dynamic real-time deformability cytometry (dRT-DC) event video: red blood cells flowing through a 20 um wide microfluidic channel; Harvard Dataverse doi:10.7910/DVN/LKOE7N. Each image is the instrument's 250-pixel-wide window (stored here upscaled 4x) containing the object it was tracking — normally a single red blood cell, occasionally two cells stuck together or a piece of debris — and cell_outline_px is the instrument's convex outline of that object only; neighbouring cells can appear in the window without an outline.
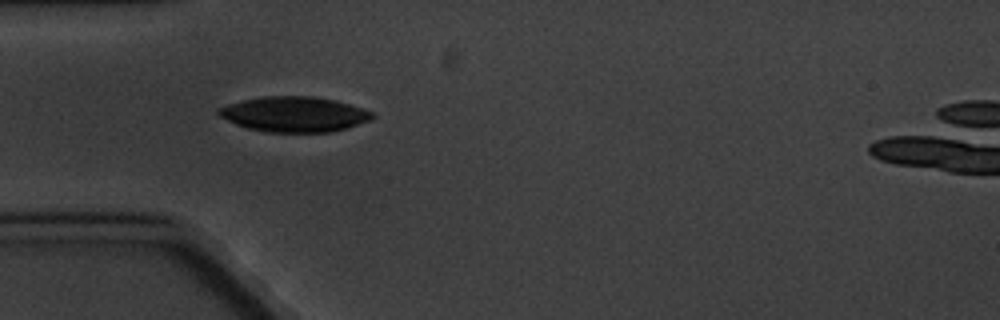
{"species": "common noctule bat (a hibernating species)", "species_latin": "Nyctalus noctula", "temperature_condition": "cold", "stored_images_in_passage": 7, "camera_frame_rate_fps": 3000, "um_per_image_px": 0.085, "animal": {"sex": "male", "body_mass_g": 20.1, "forearm_length_mm": 53.5}, "frame": {"image": 1, "passage_image": 4, "time_ms": 3.333, "image_size_px": [1000, 320], "cell_outline_px": [[376, 116], [372, 120], [344, 128], [328, 132], [268, 132], [248, 128], [236, 124], [220, 116], [216, 112], [216, 108], [228, 104], [244, 100], [264, 96], [312, 96], [336, 100], [372, 112]], "centroid_in_image_um": [24.99, 9.7], "position_along_channel_um": 60.0, "area_um2": 31.33}}